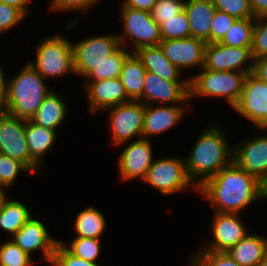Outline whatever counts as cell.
<instances>
[{"label":"cell","mask_w":267,"mask_h":266,"mask_svg":"<svg viewBox=\"0 0 267 266\" xmlns=\"http://www.w3.org/2000/svg\"><path fill=\"white\" fill-rule=\"evenodd\" d=\"M216 207L214 212L238 213L256 199H265L264 185L234 162L207 179L198 189Z\"/></svg>","instance_id":"cell-1"},{"label":"cell","mask_w":267,"mask_h":266,"mask_svg":"<svg viewBox=\"0 0 267 266\" xmlns=\"http://www.w3.org/2000/svg\"><path fill=\"white\" fill-rule=\"evenodd\" d=\"M202 132L185 160L186 172L196 189L233 162V148L223 131L213 126Z\"/></svg>","instance_id":"cell-2"},{"label":"cell","mask_w":267,"mask_h":266,"mask_svg":"<svg viewBox=\"0 0 267 266\" xmlns=\"http://www.w3.org/2000/svg\"><path fill=\"white\" fill-rule=\"evenodd\" d=\"M44 78L28 63L13 79L7 81V92L0 108L20 119L30 120L44 98L52 91Z\"/></svg>","instance_id":"cell-3"},{"label":"cell","mask_w":267,"mask_h":266,"mask_svg":"<svg viewBox=\"0 0 267 266\" xmlns=\"http://www.w3.org/2000/svg\"><path fill=\"white\" fill-rule=\"evenodd\" d=\"M202 72L189 78L190 99L199 96L223 97L234 107L243 90L247 73L238 71H214L202 68Z\"/></svg>","instance_id":"cell-4"},{"label":"cell","mask_w":267,"mask_h":266,"mask_svg":"<svg viewBox=\"0 0 267 266\" xmlns=\"http://www.w3.org/2000/svg\"><path fill=\"white\" fill-rule=\"evenodd\" d=\"M73 43L57 34L43 40L30 65L43 77H60L74 72Z\"/></svg>","instance_id":"cell-5"},{"label":"cell","mask_w":267,"mask_h":266,"mask_svg":"<svg viewBox=\"0 0 267 266\" xmlns=\"http://www.w3.org/2000/svg\"><path fill=\"white\" fill-rule=\"evenodd\" d=\"M72 45L74 73L84 78L121 46L119 38L115 34L89 37Z\"/></svg>","instance_id":"cell-6"},{"label":"cell","mask_w":267,"mask_h":266,"mask_svg":"<svg viewBox=\"0 0 267 266\" xmlns=\"http://www.w3.org/2000/svg\"><path fill=\"white\" fill-rule=\"evenodd\" d=\"M26 120L0 108V153L24 163L32 173H38L39 167L30 157L25 136Z\"/></svg>","instance_id":"cell-7"},{"label":"cell","mask_w":267,"mask_h":266,"mask_svg":"<svg viewBox=\"0 0 267 266\" xmlns=\"http://www.w3.org/2000/svg\"><path fill=\"white\" fill-rule=\"evenodd\" d=\"M122 22L124 24V36L118 34L120 44L125 45L127 40L132 39L133 53L146 46L159 45L161 40L160 26L152 18L150 12L122 7ZM127 38L126 41H124Z\"/></svg>","instance_id":"cell-8"},{"label":"cell","mask_w":267,"mask_h":266,"mask_svg":"<svg viewBox=\"0 0 267 266\" xmlns=\"http://www.w3.org/2000/svg\"><path fill=\"white\" fill-rule=\"evenodd\" d=\"M143 180L164 195L186 190L191 185L195 186L189 179L185 161L181 158L154 160Z\"/></svg>","instance_id":"cell-9"},{"label":"cell","mask_w":267,"mask_h":266,"mask_svg":"<svg viewBox=\"0 0 267 266\" xmlns=\"http://www.w3.org/2000/svg\"><path fill=\"white\" fill-rule=\"evenodd\" d=\"M108 111L113 145H123L138 135L142 138L144 103L132 100L110 107Z\"/></svg>","instance_id":"cell-10"},{"label":"cell","mask_w":267,"mask_h":266,"mask_svg":"<svg viewBox=\"0 0 267 266\" xmlns=\"http://www.w3.org/2000/svg\"><path fill=\"white\" fill-rule=\"evenodd\" d=\"M233 108L257 128H267V83L249 73Z\"/></svg>","instance_id":"cell-11"},{"label":"cell","mask_w":267,"mask_h":266,"mask_svg":"<svg viewBox=\"0 0 267 266\" xmlns=\"http://www.w3.org/2000/svg\"><path fill=\"white\" fill-rule=\"evenodd\" d=\"M252 47L236 48L216 43H207L204 51L203 68L214 71H238L252 73L254 58ZM251 62L250 66L246 62ZM246 67V68H245Z\"/></svg>","instance_id":"cell-12"},{"label":"cell","mask_w":267,"mask_h":266,"mask_svg":"<svg viewBox=\"0 0 267 266\" xmlns=\"http://www.w3.org/2000/svg\"><path fill=\"white\" fill-rule=\"evenodd\" d=\"M233 162L265 186L267 184V136L257 135L234 146Z\"/></svg>","instance_id":"cell-13"},{"label":"cell","mask_w":267,"mask_h":266,"mask_svg":"<svg viewBox=\"0 0 267 266\" xmlns=\"http://www.w3.org/2000/svg\"><path fill=\"white\" fill-rule=\"evenodd\" d=\"M144 100V102H143ZM160 102L178 104L190 100L189 78L186 81H168L155 73L146 72L144 88L142 93V103Z\"/></svg>","instance_id":"cell-14"},{"label":"cell","mask_w":267,"mask_h":266,"mask_svg":"<svg viewBox=\"0 0 267 266\" xmlns=\"http://www.w3.org/2000/svg\"><path fill=\"white\" fill-rule=\"evenodd\" d=\"M214 213L215 216L211 225L214 240L209 242L208 245L205 244L201 250L227 252L245 238L248 232L238 213Z\"/></svg>","instance_id":"cell-15"},{"label":"cell","mask_w":267,"mask_h":266,"mask_svg":"<svg viewBox=\"0 0 267 266\" xmlns=\"http://www.w3.org/2000/svg\"><path fill=\"white\" fill-rule=\"evenodd\" d=\"M152 150L149 139L137 138L130 142L118 157L121 180H143L154 161Z\"/></svg>","instance_id":"cell-16"},{"label":"cell","mask_w":267,"mask_h":266,"mask_svg":"<svg viewBox=\"0 0 267 266\" xmlns=\"http://www.w3.org/2000/svg\"><path fill=\"white\" fill-rule=\"evenodd\" d=\"M206 42L194 37L162 40L159 46L166 58L179 70L201 66L204 63Z\"/></svg>","instance_id":"cell-17"},{"label":"cell","mask_w":267,"mask_h":266,"mask_svg":"<svg viewBox=\"0 0 267 266\" xmlns=\"http://www.w3.org/2000/svg\"><path fill=\"white\" fill-rule=\"evenodd\" d=\"M12 241L25 253L31 256V252L42 250L43 257L51 265L54 250L59 241L49 236L45 225L38 219L30 217L25 225L14 235Z\"/></svg>","instance_id":"cell-18"},{"label":"cell","mask_w":267,"mask_h":266,"mask_svg":"<svg viewBox=\"0 0 267 266\" xmlns=\"http://www.w3.org/2000/svg\"><path fill=\"white\" fill-rule=\"evenodd\" d=\"M86 92L91 112L107 110L110 107L132 101L125 91L120 78H108L86 82Z\"/></svg>","instance_id":"cell-19"},{"label":"cell","mask_w":267,"mask_h":266,"mask_svg":"<svg viewBox=\"0 0 267 266\" xmlns=\"http://www.w3.org/2000/svg\"><path fill=\"white\" fill-rule=\"evenodd\" d=\"M183 106L176 105H161L159 107L145 105L143 116L142 138L147 139L149 136L157 135L159 133L170 130V128L177 125L181 120L183 114ZM183 115V116H182Z\"/></svg>","instance_id":"cell-20"},{"label":"cell","mask_w":267,"mask_h":266,"mask_svg":"<svg viewBox=\"0 0 267 266\" xmlns=\"http://www.w3.org/2000/svg\"><path fill=\"white\" fill-rule=\"evenodd\" d=\"M191 37L210 43V27L216 11L212 0H187L184 2Z\"/></svg>","instance_id":"cell-21"},{"label":"cell","mask_w":267,"mask_h":266,"mask_svg":"<svg viewBox=\"0 0 267 266\" xmlns=\"http://www.w3.org/2000/svg\"><path fill=\"white\" fill-rule=\"evenodd\" d=\"M134 53L147 71L168 81H180L181 70L166 58L159 45L142 47Z\"/></svg>","instance_id":"cell-22"},{"label":"cell","mask_w":267,"mask_h":266,"mask_svg":"<svg viewBox=\"0 0 267 266\" xmlns=\"http://www.w3.org/2000/svg\"><path fill=\"white\" fill-rule=\"evenodd\" d=\"M227 253L240 266H258L267 254V239L250 233L230 248Z\"/></svg>","instance_id":"cell-23"},{"label":"cell","mask_w":267,"mask_h":266,"mask_svg":"<svg viewBox=\"0 0 267 266\" xmlns=\"http://www.w3.org/2000/svg\"><path fill=\"white\" fill-rule=\"evenodd\" d=\"M146 72L141 60L133 52L123 62L119 78L127 96L133 101L142 102Z\"/></svg>","instance_id":"cell-24"},{"label":"cell","mask_w":267,"mask_h":266,"mask_svg":"<svg viewBox=\"0 0 267 266\" xmlns=\"http://www.w3.org/2000/svg\"><path fill=\"white\" fill-rule=\"evenodd\" d=\"M25 136L31 159L40 167L42 156L51 149L56 131L26 120Z\"/></svg>","instance_id":"cell-25"},{"label":"cell","mask_w":267,"mask_h":266,"mask_svg":"<svg viewBox=\"0 0 267 266\" xmlns=\"http://www.w3.org/2000/svg\"><path fill=\"white\" fill-rule=\"evenodd\" d=\"M66 110L64 99L51 91L30 120L33 123L56 131L66 117Z\"/></svg>","instance_id":"cell-26"},{"label":"cell","mask_w":267,"mask_h":266,"mask_svg":"<svg viewBox=\"0 0 267 266\" xmlns=\"http://www.w3.org/2000/svg\"><path fill=\"white\" fill-rule=\"evenodd\" d=\"M31 216L30 210L23 203L5 198L0 206V228L13 236Z\"/></svg>","instance_id":"cell-27"},{"label":"cell","mask_w":267,"mask_h":266,"mask_svg":"<svg viewBox=\"0 0 267 266\" xmlns=\"http://www.w3.org/2000/svg\"><path fill=\"white\" fill-rule=\"evenodd\" d=\"M105 224L104 215L90 206L78 214L74 230L78 237L100 239L105 230Z\"/></svg>","instance_id":"cell-28"},{"label":"cell","mask_w":267,"mask_h":266,"mask_svg":"<svg viewBox=\"0 0 267 266\" xmlns=\"http://www.w3.org/2000/svg\"><path fill=\"white\" fill-rule=\"evenodd\" d=\"M255 18L237 19L227 30L221 44L236 47H252Z\"/></svg>","instance_id":"cell-29"},{"label":"cell","mask_w":267,"mask_h":266,"mask_svg":"<svg viewBox=\"0 0 267 266\" xmlns=\"http://www.w3.org/2000/svg\"><path fill=\"white\" fill-rule=\"evenodd\" d=\"M122 45L102 63L96 67L85 79L87 82H96L108 78L120 77L122 65L125 59L131 54L129 51L124 50ZM90 79V80H89Z\"/></svg>","instance_id":"cell-30"},{"label":"cell","mask_w":267,"mask_h":266,"mask_svg":"<svg viewBox=\"0 0 267 266\" xmlns=\"http://www.w3.org/2000/svg\"><path fill=\"white\" fill-rule=\"evenodd\" d=\"M161 40L182 39L191 37L186 12L182 10L172 18L164 20L160 25Z\"/></svg>","instance_id":"cell-31"},{"label":"cell","mask_w":267,"mask_h":266,"mask_svg":"<svg viewBox=\"0 0 267 266\" xmlns=\"http://www.w3.org/2000/svg\"><path fill=\"white\" fill-rule=\"evenodd\" d=\"M70 247L66 248L75 256L80 257L89 262L97 263L96 260L100 253V239H94L89 237L74 238L71 243H68Z\"/></svg>","instance_id":"cell-32"},{"label":"cell","mask_w":267,"mask_h":266,"mask_svg":"<svg viewBox=\"0 0 267 266\" xmlns=\"http://www.w3.org/2000/svg\"><path fill=\"white\" fill-rule=\"evenodd\" d=\"M22 171L32 173L21 161L0 153V188L10 187Z\"/></svg>","instance_id":"cell-33"},{"label":"cell","mask_w":267,"mask_h":266,"mask_svg":"<svg viewBox=\"0 0 267 266\" xmlns=\"http://www.w3.org/2000/svg\"><path fill=\"white\" fill-rule=\"evenodd\" d=\"M31 256L12 240L0 246V266H31Z\"/></svg>","instance_id":"cell-34"},{"label":"cell","mask_w":267,"mask_h":266,"mask_svg":"<svg viewBox=\"0 0 267 266\" xmlns=\"http://www.w3.org/2000/svg\"><path fill=\"white\" fill-rule=\"evenodd\" d=\"M196 254L191 257L192 266H240L227 252L200 250Z\"/></svg>","instance_id":"cell-35"},{"label":"cell","mask_w":267,"mask_h":266,"mask_svg":"<svg viewBox=\"0 0 267 266\" xmlns=\"http://www.w3.org/2000/svg\"><path fill=\"white\" fill-rule=\"evenodd\" d=\"M216 10L236 19L255 18L248 0H212Z\"/></svg>","instance_id":"cell-36"},{"label":"cell","mask_w":267,"mask_h":266,"mask_svg":"<svg viewBox=\"0 0 267 266\" xmlns=\"http://www.w3.org/2000/svg\"><path fill=\"white\" fill-rule=\"evenodd\" d=\"M184 0H157L150 14L158 25L184 10Z\"/></svg>","instance_id":"cell-37"},{"label":"cell","mask_w":267,"mask_h":266,"mask_svg":"<svg viewBox=\"0 0 267 266\" xmlns=\"http://www.w3.org/2000/svg\"><path fill=\"white\" fill-rule=\"evenodd\" d=\"M252 55L254 60L267 56V16L255 18Z\"/></svg>","instance_id":"cell-38"},{"label":"cell","mask_w":267,"mask_h":266,"mask_svg":"<svg viewBox=\"0 0 267 266\" xmlns=\"http://www.w3.org/2000/svg\"><path fill=\"white\" fill-rule=\"evenodd\" d=\"M51 264L53 266H99L98 263L89 262L73 255L61 241L54 250Z\"/></svg>","instance_id":"cell-39"},{"label":"cell","mask_w":267,"mask_h":266,"mask_svg":"<svg viewBox=\"0 0 267 266\" xmlns=\"http://www.w3.org/2000/svg\"><path fill=\"white\" fill-rule=\"evenodd\" d=\"M236 20L229 14L216 10L210 27V43L220 42Z\"/></svg>","instance_id":"cell-40"},{"label":"cell","mask_w":267,"mask_h":266,"mask_svg":"<svg viewBox=\"0 0 267 266\" xmlns=\"http://www.w3.org/2000/svg\"><path fill=\"white\" fill-rule=\"evenodd\" d=\"M25 15L17 8L0 3V34L18 25Z\"/></svg>","instance_id":"cell-41"},{"label":"cell","mask_w":267,"mask_h":266,"mask_svg":"<svg viewBox=\"0 0 267 266\" xmlns=\"http://www.w3.org/2000/svg\"><path fill=\"white\" fill-rule=\"evenodd\" d=\"M51 9H55L57 11H70V10H81L87 11L93 5L98 3L100 0H51Z\"/></svg>","instance_id":"cell-42"},{"label":"cell","mask_w":267,"mask_h":266,"mask_svg":"<svg viewBox=\"0 0 267 266\" xmlns=\"http://www.w3.org/2000/svg\"><path fill=\"white\" fill-rule=\"evenodd\" d=\"M157 0H126L123 6L150 12Z\"/></svg>","instance_id":"cell-43"},{"label":"cell","mask_w":267,"mask_h":266,"mask_svg":"<svg viewBox=\"0 0 267 266\" xmlns=\"http://www.w3.org/2000/svg\"><path fill=\"white\" fill-rule=\"evenodd\" d=\"M252 73L260 80L267 83V56L254 60V68Z\"/></svg>","instance_id":"cell-44"},{"label":"cell","mask_w":267,"mask_h":266,"mask_svg":"<svg viewBox=\"0 0 267 266\" xmlns=\"http://www.w3.org/2000/svg\"><path fill=\"white\" fill-rule=\"evenodd\" d=\"M255 18L267 16V0H248Z\"/></svg>","instance_id":"cell-45"},{"label":"cell","mask_w":267,"mask_h":266,"mask_svg":"<svg viewBox=\"0 0 267 266\" xmlns=\"http://www.w3.org/2000/svg\"><path fill=\"white\" fill-rule=\"evenodd\" d=\"M31 0H0V3L8 4L19 9L24 15H27V5Z\"/></svg>","instance_id":"cell-46"},{"label":"cell","mask_w":267,"mask_h":266,"mask_svg":"<svg viewBox=\"0 0 267 266\" xmlns=\"http://www.w3.org/2000/svg\"><path fill=\"white\" fill-rule=\"evenodd\" d=\"M7 92V81L5 80L2 67L0 65V105L3 103Z\"/></svg>","instance_id":"cell-47"},{"label":"cell","mask_w":267,"mask_h":266,"mask_svg":"<svg viewBox=\"0 0 267 266\" xmlns=\"http://www.w3.org/2000/svg\"><path fill=\"white\" fill-rule=\"evenodd\" d=\"M5 192H6V190L0 188V206H1L2 202H3V200L6 198V193Z\"/></svg>","instance_id":"cell-48"},{"label":"cell","mask_w":267,"mask_h":266,"mask_svg":"<svg viewBox=\"0 0 267 266\" xmlns=\"http://www.w3.org/2000/svg\"><path fill=\"white\" fill-rule=\"evenodd\" d=\"M258 266H267V254L263 258V260L258 264Z\"/></svg>","instance_id":"cell-49"},{"label":"cell","mask_w":267,"mask_h":266,"mask_svg":"<svg viewBox=\"0 0 267 266\" xmlns=\"http://www.w3.org/2000/svg\"><path fill=\"white\" fill-rule=\"evenodd\" d=\"M265 188V199H267V184L264 186Z\"/></svg>","instance_id":"cell-50"},{"label":"cell","mask_w":267,"mask_h":266,"mask_svg":"<svg viewBox=\"0 0 267 266\" xmlns=\"http://www.w3.org/2000/svg\"><path fill=\"white\" fill-rule=\"evenodd\" d=\"M260 130H262V131L266 130L267 131V128H260Z\"/></svg>","instance_id":"cell-51"}]
</instances>
